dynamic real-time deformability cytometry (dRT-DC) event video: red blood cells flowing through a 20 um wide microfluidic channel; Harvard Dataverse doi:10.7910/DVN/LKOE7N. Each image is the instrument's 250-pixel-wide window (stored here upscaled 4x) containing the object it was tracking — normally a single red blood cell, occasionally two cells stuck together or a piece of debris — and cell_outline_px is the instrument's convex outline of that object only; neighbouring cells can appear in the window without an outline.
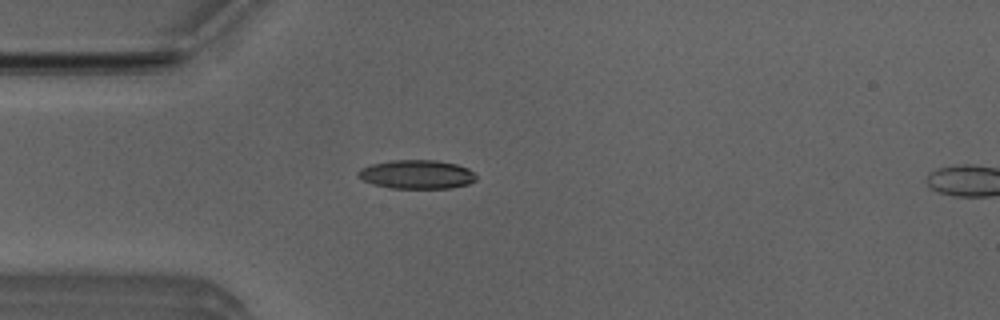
{"species": "Egyptian fruit bat (a non-hibernating species)", "species_latin": "Rousettus aegyptiacus", "temperature_condition": "room temperature", "stored_images_in_passage": 4, "camera_frame_rate_fps": 3000, "um_per_image_px": 0.085, "animal": {"sex": "male"}, "frame": {"image": 1, "passage_image": 3, "time_ms": 0.667, "image_size_px": [1000, 320], "cell_outline_px": [[476, 180], [468, 184], [452, 188], [388, 188], [372, 184], [356, 176], [356, 172], [360, 168], [372, 164], [392, 160], [436, 160], [456, 164], [468, 168], [476, 176]], "centroid_in_image_um": [35.4, 14.82], "position_along_channel_um": 49.6, "area_um2": 19.94}}